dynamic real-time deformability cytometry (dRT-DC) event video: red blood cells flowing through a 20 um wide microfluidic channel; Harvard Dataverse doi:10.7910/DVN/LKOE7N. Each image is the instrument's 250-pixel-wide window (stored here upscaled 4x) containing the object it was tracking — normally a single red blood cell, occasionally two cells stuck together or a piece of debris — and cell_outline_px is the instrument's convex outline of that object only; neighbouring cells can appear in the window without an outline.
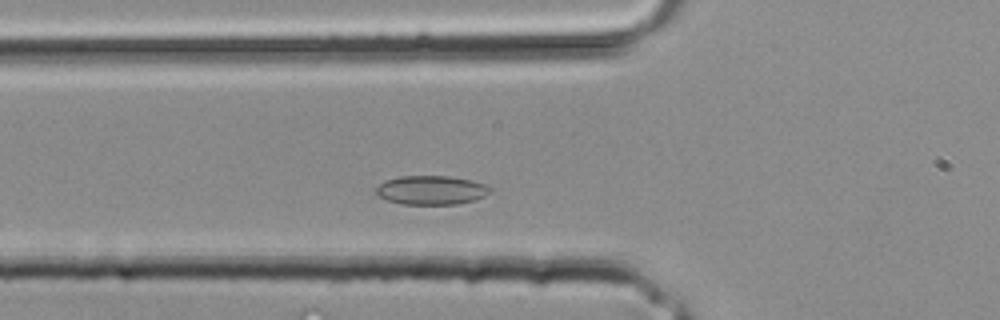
{"species": "common noctule bat (a hibernating species)", "species_latin": "Nyctalus noctula", "temperature_condition": "room temperature", "stored_images_in_passage": 28, "camera_frame_rate_fps": 3000, "um_per_image_px": 0.085, "animal": {"sex": "male", "body_mass_g": 20.4}, "frame": {"image": 1, "passage_image": 6, "time_ms": 1.667, "image_size_px": [1000, 320], "cell_outline_px": [[492, 192], [484, 196], [472, 200], [456, 204], [404, 204], [388, 200], [376, 196], [376, 188], [384, 180], [400, 176], [448, 176], [468, 180], [484, 184], [492, 188]], "centroid_in_image_um": [36.63, 16.16], "position_along_channel_um": 89.2, "area_um2": 19.13}}
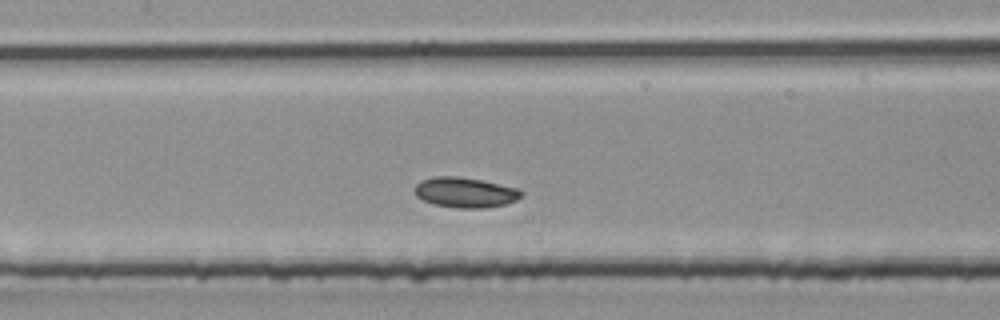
{"frame": {"image": 2, "passage_image": 10, "time_ms": 3.0, "image_size_px": [1000, 320], "cell_outline_px": [[524, 192], [516, 200], [508, 204], [488, 208], [460, 208], [436, 204], [424, 200], [416, 196], [416, 184], [420, 180], [432, 176], [456, 176], [480, 180], [500, 184], [516, 188]], "centroid_in_image_um": [39.56, 16.35], "position_along_channel_um": 167.8, "area_um2": 18.67}}
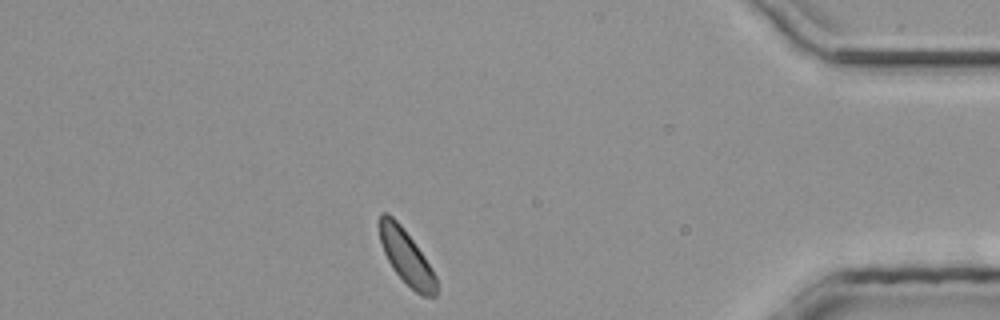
{"frame": {"image": 3, "passage_image": 24, "time_ms": 7.667, "image_size_px": [1000, 320], "cell_outline_px": [[436, 296], [420, 296], [392, 268], [384, 252], [380, 240], [380, 212], [388, 212], [400, 224], [424, 256], [436, 276]], "centroid_in_image_um": [34.53, 21.84], "position_along_channel_um": 400.7, "area_um2": 17.57}}